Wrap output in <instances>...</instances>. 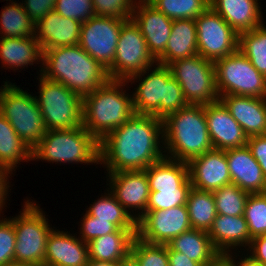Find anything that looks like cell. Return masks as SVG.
<instances>
[{"instance_id":"6da1fadb","label":"cell","mask_w":266,"mask_h":266,"mask_svg":"<svg viewBox=\"0 0 266 266\" xmlns=\"http://www.w3.org/2000/svg\"><path fill=\"white\" fill-rule=\"evenodd\" d=\"M163 137V120L134 114L100 141V164L108 173L143 171L165 157L159 146Z\"/></svg>"},{"instance_id":"7a4b0ae2","label":"cell","mask_w":266,"mask_h":266,"mask_svg":"<svg viewBox=\"0 0 266 266\" xmlns=\"http://www.w3.org/2000/svg\"><path fill=\"white\" fill-rule=\"evenodd\" d=\"M39 75L84 97L108 80L107 70L79 45L42 50Z\"/></svg>"},{"instance_id":"3957f363","label":"cell","mask_w":266,"mask_h":266,"mask_svg":"<svg viewBox=\"0 0 266 266\" xmlns=\"http://www.w3.org/2000/svg\"><path fill=\"white\" fill-rule=\"evenodd\" d=\"M164 154L189 162L214 149L210 140L204 105H188L163 119ZM169 154V155H168Z\"/></svg>"},{"instance_id":"277c9868","label":"cell","mask_w":266,"mask_h":266,"mask_svg":"<svg viewBox=\"0 0 266 266\" xmlns=\"http://www.w3.org/2000/svg\"><path fill=\"white\" fill-rule=\"evenodd\" d=\"M127 83L109 79L83 97V127L99 142L135 114L133 99L122 88Z\"/></svg>"},{"instance_id":"5b68a950","label":"cell","mask_w":266,"mask_h":266,"mask_svg":"<svg viewBox=\"0 0 266 266\" xmlns=\"http://www.w3.org/2000/svg\"><path fill=\"white\" fill-rule=\"evenodd\" d=\"M154 66L153 70H151V67L147 68L130 77L127 82L130 81L132 84V80L133 82L137 79L141 81L134 94L131 95L135 114L153 115L163 120L168 115L178 112L189 104L184 97L182 88L172 76L169 67L159 63ZM146 73L149 74L146 75ZM142 76H144V79Z\"/></svg>"},{"instance_id":"8992f818","label":"cell","mask_w":266,"mask_h":266,"mask_svg":"<svg viewBox=\"0 0 266 266\" xmlns=\"http://www.w3.org/2000/svg\"><path fill=\"white\" fill-rule=\"evenodd\" d=\"M60 163L100 164V142L83 126L72 129L46 130L32 150V160Z\"/></svg>"},{"instance_id":"52a82bcc","label":"cell","mask_w":266,"mask_h":266,"mask_svg":"<svg viewBox=\"0 0 266 266\" xmlns=\"http://www.w3.org/2000/svg\"><path fill=\"white\" fill-rule=\"evenodd\" d=\"M0 114L12 125L22 141L33 150L46 133L35 96L5 82L0 89Z\"/></svg>"},{"instance_id":"ba28073f","label":"cell","mask_w":266,"mask_h":266,"mask_svg":"<svg viewBox=\"0 0 266 266\" xmlns=\"http://www.w3.org/2000/svg\"><path fill=\"white\" fill-rule=\"evenodd\" d=\"M39 97L35 96L46 130L83 126V97L61 83L40 75Z\"/></svg>"},{"instance_id":"9c48e42d","label":"cell","mask_w":266,"mask_h":266,"mask_svg":"<svg viewBox=\"0 0 266 266\" xmlns=\"http://www.w3.org/2000/svg\"><path fill=\"white\" fill-rule=\"evenodd\" d=\"M10 220L16 234L14 264L44 266L46 242L53 228L42 209L27 200L22 213Z\"/></svg>"},{"instance_id":"30bf717a","label":"cell","mask_w":266,"mask_h":266,"mask_svg":"<svg viewBox=\"0 0 266 266\" xmlns=\"http://www.w3.org/2000/svg\"><path fill=\"white\" fill-rule=\"evenodd\" d=\"M216 89L222 95L266 98V77L240 50L215 63Z\"/></svg>"},{"instance_id":"8fae6325","label":"cell","mask_w":266,"mask_h":266,"mask_svg":"<svg viewBox=\"0 0 266 266\" xmlns=\"http://www.w3.org/2000/svg\"><path fill=\"white\" fill-rule=\"evenodd\" d=\"M189 105H208L219 100L215 65L196 54L168 65Z\"/></svg>"},{"instance_id":"7c38bea8","label":"cell","mask_w":266,"mask_h":266,"mask_svg":"<svg viewBox=\"0 0 266 266\" xmlns=\"http://www.w3.org/2000/svg\"><path fill=\"white\" fill-rule=\"evenodd\" d=\"M154 63L157 60L149 52L139 27L132 19L128 20L121 27L113 64L107 70L109 79L127 81Z\"/></svg>"},{"instance_id":"4fadbf2b","label":"cell","mask_w":266,"mask_h":266,"mask_svg":"<svg viewBox=\"0 0 266 266\" xmlns=\"http://www.w3.org/2000/svg\"><path fill=\"white\" fill-rule=\"evenodd\" d=\"M195 22L198 54L204 59L215 63L238 50L239 34L211 7Z\"/></svg>"},{"instance_id":"5bb4252c","label":"cell","mask_w":266,"mask_h":266,"mask_svg":"<svg viewBox=\"0 0 266 266\" xmlns=\"http://www.w3.org/2000/svg\"><path fill=\"white\" fill-rule=\"evenodd\" d=\"M127 21L94 15L81 25L79 46L108 70L113 64L121 27Z\"/></svg>"},{"instance_id":"9a60e30c","label":"cell","mask_w":266,"mask_h":266,"mask_svg":"<svg viewBox=\"0 0 266 266\" xmlns=\"http://www.w3.org/2000/svg\"><path fill=\"white\" fill-rule=\"evenodd\" d=\"M192 228L186 205L167 210H147L137 220L136 236L152 244H168Z\"/></svg>"},{"instance_id":"2e32d148","label":"cell","mask_w":266,"mask_h":266,"mask_svg":"<svg viewBox=\"0 0 266 266\" xmlns=\"http://www.w3.org/2000/svg\"><path fill=\"white\" fill-rule=\"evenodd\" d=\"M193 188L213 192L232 184L225 150L212 149L188 162Z\"/></svg>"},{"instance_id":"e0dca14e","label":"cell","mask_w":266,"mask_h":266,"mask_svg":"<svg viewBox=\"0 0 266 266\" xmlns=\"http://www.w3.org/2000/svg\"><path fill=\"white\" fill-rule=\"evenodd\" d=\"M131 19L144 36L149 52L157 59L165 51L173 20L157 10L147 0H139L135 3Z\"/></svg>"},{"instance_id":"ac0fdd59","label":"cell","mask_w":266,"mask_h":266,"mask_svg":"<svg viewBox=\"0 0 266 266\" xmlns=\"http://www.w3.org/2000/svg\"><path fill=\"white\" fill-rule=\"evenodd\" d=\"M110 191L116 200L129 212L130 208L141 210L135 219L138 220L146 211L150 195L149 180L143 171H118L108 173ZM129 209V210H128Z\"/></svg>"},{"instance_id":"d6986e66","label":"cell","mask_w":266,"mask_h":266,"mask_svg":"<svg viewBox=\"0 0 266 266\" xmlns=\"http://www.w3.org/2000/svg\"><path fill=\"white\" fill-rule=\"evenodd\" d=\"M204 108L208 132L214 149L226 150L246 146L248 137L243 128L220 100L204 105Z\"/></svg>"},{"instance_id":"ffe728a7","label":"cell","mask_w":266,"mask_h":266,"mask_svg":"<svg viewBox=\"0 0 266 266\" xmlns=\"http://www.w3.org/2000/svg\"><path fill=\"white\" fill-rule=\"evenodd\" d=\"M82 23L52 10L35 24V36L41 50L79 45Z\"/></svg>"},{"instance_id":"44dd1931","label":"cell","mask_w":266,"mask_h":266,"mask_svg":"<svg viewBox=\"0 0 266 266\" xmlns=\"http://www.w3.org/2000/svg\"><path fill=\"white\" fill-rule=\"evenodd\" d=\"M232 184L255 193H266V178L259 163L246 146L225 150Z\"/></svg>"},{"instance_id":"7402d4cb","label":"cell","mask_w":266,"mask_h":266,"mask_svg":"<svg viewBox=\"0 0 266 266\" xmlns=\"http://www.w3.org/2000/svg\"><path fill=\"white\" fill-rule=\"evenodd\" d=\"M219 100L243 128L248 138L266 135V98L222 95Z\"/></svg>"},{"instance_id":"603a6c76","label":"cell","mask_w":266,"mask_h":266,"mask_svg":"<svg viewBox=\"0 0 266 266\" xmlns=\"http://www.w3.org/2000/svg\"><path fill=\"white\" fill-rule=\"evenodd\" d=\"M88 245L68 232L52 229L46 242L44 265L86 266Z\"/></svg>"},{"instance_id":"cb8c5ba5","label":"cell","mask_w":266,"mask_h":266,"mask_svg":"<svg viewBox=\"0 0 266 266\" xmlns=\"http://www.w3.org/2000/svg\"><path fill=\"white\" fill-rule=\"evenodd\" d=\"M207 233L214 248L220 254L231 252V247L234 249L237 246H249L252 239L244 215L227 216L217 214Z\"/></svg>"},{"instance_id":"d4e9b609","label":"cell","mask_w":266,"mask_h":266,"mask_svg":"<svg viewBox=\"0 0 266 266\" xmlns=\"http://www.w3.org/2000/svg\"><path fill=\"white\" fill-rule=\"evenodd\" d=\"M258 0H210V7L238 34L261 26V9Z\"/></svg>"},{"instance_id":"484cf974","label":"cell","mask_w":266,"mask_h":266,"mask_svg":"<svg viewBox=\"0 0 266 266\" xmlns=\"http://www.w3.org/2000/svg\"><path fill=\"white\" fill-rule=\"evenodd\" d=\"M198 54L195 19L173 20L172 31L165 51L156 59L168 66L171 62Z\"/></svg>"},{"instance_id":"4316f807","label":"cell","mask_w":266,"mask_h":266,"mask_svg":"<svg viewBox=\"0 0 266 266\" xmlns=\"http://www.w3.org/2000/svg\"><path fill=\"white\" fill-rule=\"evenodd\" d=\"M137 230L117 229L87 243L89 260L119 262L130 254Z\"/></svg>"},{"instance_id":"83f0119b","label":"cell","mask_w":266,"mask_h":266,"mask_svg":"<svg viewBox=\"0 0 266 266\" xmlns=\"http://www.w3.org/2000/svg\"><path fill=\"white\" fill-rule=\"evenodd\" d=\"M0 58L4 67L17 70L23 66L33 65L36 60L41 62L42 50L36 36L1 38Z\"/></svg>"},{"instance_id":"f1b7e54d","label":"cell","mask_w":266,"mask_h":266,"mask_svg":"<svg viewBox=\"0 0 266 266\" xmlns=\"http://www.w3.org/2000/svg\"><path fill=\"white\" fill-rule=\"evenodd\" d=\"M167 246L204 266L212 263L220 255L214 248L208 233L193 228L173 238Z\"/></svg>"},{"instance_id":"f546056e","label":"cell","mask_w":266,"mask_h":266,"mask_svg":"<svg viewBox=\"0 0 266 266\" xmlns=\"http://www.w3.org/2000/svg\"><path fill=\"white\" fill-rule=\"evenodd\" d=\"M149 180L150 192L159 189L179 188L189 178L187 162L163 157L144 170Z\"/></svg>"},{"instance_id":"4dcf8cb0","label":"cell","mask_w":266,"mask_h":266,"mask_svg":"<svg viewBox=\"0 0 266 266\" xmlns=\"http://www.w3.org/2000/svg\"><path fill=\"white\" fill-rule=\"evenodd\" d=\"M32 160V150L18 136L9 121L0 114V166L11 174L17 164Z\"/></svg>"},{"instance_id":"1f68e13d","label":"cell","mask_w":266,"mask_h":266,"mask_svg":"<svg viewBox=\"0 0 266 266\" xmlns=\"http://www.w3.org/2000/svg\"><path fill=\"white\" fill-rule=\"evenodd\" d=\"M108 194L100 197L86 211L89 215L96 217V220L109 221L118 229L137 230L135 215L128 212L115 198L113 193L107 190ZM110 192V193H109Z\"/></svg>"},{"instance_id":"d6a6232c","label":"cell","mask_w":266,"mask_h":266,"mask_svg":"<svg viewBox=\"0 0 266 266\" xmlns=\"http://www.w3.org/2000/svg\"><path fill=\"white\" fill-rule=\"evenodd\" d=\"M186 207L192 228L208 232L217 216L213 193L192 187Z\"/></svg>"},{"instance_id":"836d02e7","label":"cell","mask_w":266,"mask_h":266,"mask_svg":"<svg viewBox=\"0 0 266 266\" xmlns=\"http://www.w3.org/2000/svg\"><path fill=\"white\" fill-rule=\"evenodd\" d=\"M1 38L35 36V23L25 12L21 3L12 1L0 15Z\"/></svg>"},{"instance_id":"e575fe53","label":"cell","mask_w":266,"mask_h":266,"mask_svg":"<svg viewBox=\"0 0 266 266\" xmlns=\"http://www.w3.org/2000/svg\"><path fill=\"white\" fill-rule=\"evenodd\" d=\"M238 50L266 77V26L239 34Z\"/></svg>"},{"instance_id":"d590c367","label":"cell","mask_w":266,"mask_h":266,"mask_svg":"<svg viewBox=\"0 0 266 266\" xmlns=\"http://www.w3.org/2000/svg\"><path fill=\"white\" fill-rule=\"evenodd\" d=\"M171 20L196 19L210 7V0H147Z\"/></svg>"},{"instance_id":"8d00e7d4","label":"cell","mask_w":266,"mask_h":266,"mask_svg":"<svg viewBox=\"0 0 266 266\" xmlns=\"http://www.w3.org/2000/svg\"><path fill=\"white\" fill-rule=\"evenodd\" d=\"M217 214L227 216L244 215L246 200L249 192L240 189L235 184L222 186L212 192Z\"/></svg>"},{"instance_id":"74e56055","label":"cell","mask_w":266,"mask_h":266,"mask_svg":"<svg viewBox=\"0 0 266 266\" xmlns=\"http://www.w3.org/2000/svg\"><path fill=\"white\" fill-rule=\"evenodd\" d=\"M130 254L139 266H169L167 244H152L135 236Z\"/></svg>"},{"instance_id":"f35d334b","label":"cell","mask_w":266,"mask_h":266,"mask_svg":"<svg viewBox=\"0 0 266 266\" xmlns=\"http://www.w3.org/2000/svg\"><path fill=\"white\" fill-rule=\"evenodd\" d=\"M244 217L251 238L266 234V193L249 194Z\"/></svg>"},{"instance_id":"ab89813d","label":"cell","mask_w":266,"mask_h":266,"mask_svg":"<svg viewBox=\"0 0 266 266\" xmlns=\"http://www.w3.org/2000/svg\"><path fill=\"white\" fill-rule=\"evenodd\" d=\"M191 188L189 177L179 188L159 189V192H150L147 210H167L186 205Z\"/></svg>"},{"instance_id":"60d3db41","label":"cell","mask_w":266,"mask_h":266,"mask_svg":"<svg viewBox=\"0 0 266 266\" xmlns=\"http://www.w3.org/2000/svg\"><path fill=\"white\" fill-rule=\"evenodd\" d=\"M54 10L61 16L80 23L95 15L92 0H56Z\"/></svg>"},{"instance_id":"b9f144b4","label":"cell","mask_w":266,"mask_h":266,"mask_svg":"<svg viewBox=\"0 0 266 266\" xmlns=\"http://www.w3.org/2000/svg\"><path fill=\"white\" fill-rule=\"evenodd\" d=\"M137 0H92L95 15L130 20Z\"/></svg>"},{"instance_id":"7bdbcfd3","label":"cell","mask_w":266,"mask_h":266,"mask_svg":"<svg viewBox=\"0 0 266 266\" xmlns=\"http://www.w3.org/2000/svg\"><path fill=\"white\" fill-rule=\"evenodd\" d=\"M16 234L10 219L0 220V266L14 264Z\"/></svg>"},{"instance_id":"ee69618b","label":"cell","mask_w":266,"mask_h":266,"mask_svg":"<svg viewBox=\"0 0 266 266\" xmlns=\"http://www.w3.org/2000/svg\"><path fill=\"white\" fill-rule=\"evenodd\" d=\"M80 239L86 244L97 237L114 233L118 228L109 221L96 220V217L89 215L87 212L81 220Z\"/></svg>"},{"instance_id":"f6af8a7d","label":"cell","mask_w":266,"mask_h":266,"mask_svg":"<svg viewBox=\"0 0 266 266\" xmlns=\"http://www.w3.org/2000/svg\"><path fill=\"white\" fill-rule=\"evenodd\" d=\"M23 2L21 3L23 9L36 24L46 14L54 10L56 0H24Z\"/></svg>"},{"instance_id":"bcb514c9","label":"cell","mask_w":266,"mask_h":266,"mask_svg":"<svg viewBox=\"0 0 266 266\" xmlns=\"http://www.w3.org/2000/svg\"><path fill=\"white\" fill-rule=\"evenodd\" d=\"M246 145L259 163L266 178V135L249 137Z\"/></svg>"},{"instance_id":"7dc6e473","label":"cell","mask_w":266,"mask_h":266,"mask_svg":"<svg viewBox=\"0 0 266 266\" xmlns=\"http://www.w3.org/2000/svg\"><path fill=\"white\" fill-rule=\"evenodd\" d=\"M249 248L250 256L266 266V234L252 238Z\"/></svg>"},{"instance_id":"c3c4849f","label":"cell","mask_w":266,"mask_h":266,"mask_svg":"<svg viewBox=\"0 0 266 266\" xmlns=\"http://www.w3.org/2000/svg\"><path fill=\"white\" fill-rule=\"evenodd\" d=\"M169 266H204L198 262L188 258L185 254L179 251H173L168 247Z\"/></svg>"},{"instance_id":"681fc988","label":"cell","mask_w":266,"mask_h":266,"mask_svg":"<svg viewBox=\"0 0 266 266\" xmlns=\"http://www.w3.org/2000/svg\"><path fill=\"white\" fill-rule=\"evenodd\" d=\"M10 172L5 169L4 167H1L0 166V211L2 212L3 210V205H5V200L7 198V194H8V188L10 187L9 184V180H8V177ZM8 180V181H7Z\"/></svg>"},{"instance_id":"f907efd6","label":"cell","mask_w":266,"mask_h":266,"mask_svg":"<svg viewBox=\"0 0 266 266\" xmlns=\"http://www.w3.org/2000/svg\"><path fill=\"white\" fill-rule=\"evenodd\" d=\"M234 264V266H265L262 263L254 260L250 255L248 256V254L246 256H244V259H241V261H235L232 257L233 255H231L230 253L225 254ZM237 264H236V263Z\"/></svg>"},{"instance_id":"816d5d0a","label":"cell","mask_w":266,"mask_h":266,"mask_svg":"<svg viewBox=\"0 0 266 266\" xmlns=\"http://www.w3.org/2000/svg\"><path fill=\"white\" fill-rule=\"evenodd\" d=\"M206 266H234V264L225 254H220L212 263Z\"/></svg>"},{"instance_id":"f5cc1de1","label":"cell","mask_w":266,"mask_h":266,"mask_svg":"<svg viewBox=\"0 0 266 266\" xmlns=\"http://www.w3.org/2000/svg\"><path fill=\"white\" fill-rule=\"evenodd\" d=\"M118 266H139L136 259L129 254L126 258L118 262Z\"/></svg>"},{"instance_id":"db71d44e","label":"cell","mask_w":266,"mask_h":266,"mask_svg":"<svg viewBox=\"0 0 266 266\" xmlns=\"http://www.w3.org/2000/svg\"><path fill=\"white\" fill-rule=\"evenodd\" d=\"M86 266H118V262L89 260Z\"/></svg>"},{"instance_id":"11a10c76","label":"cell","mask_w":266,"mask_h":266,"mask_svg":"<svg viewBox=\"0 0 266 266\" xmlns=\"http://www.w3.org/2000/svg\"><path fill=\"white\" fill-rule=\"evenodd\" d=\"M11 266H35V265L12 264Z\"/></svg>"}]
</instances>
